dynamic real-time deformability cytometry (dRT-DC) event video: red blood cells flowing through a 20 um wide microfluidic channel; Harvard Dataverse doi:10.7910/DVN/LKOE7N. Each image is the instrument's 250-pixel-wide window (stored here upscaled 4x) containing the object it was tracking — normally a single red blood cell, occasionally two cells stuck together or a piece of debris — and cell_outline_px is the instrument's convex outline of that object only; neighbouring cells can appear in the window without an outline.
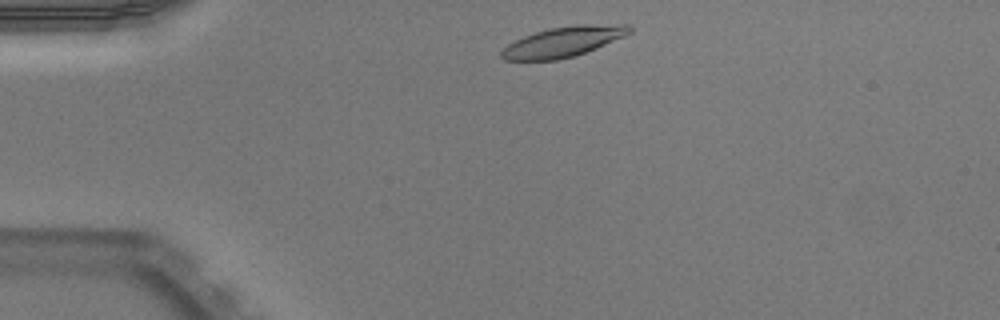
{"species": "Egyptian fruit bat (a non-hibernating species)", "species_latin": "Rousettus aegyptiacus", "temperature_condition": "warm", "stored_images_in_passage": 42, "camera_frame_rate_fps": 3000, "um_per_image_px": 0.085, "animal": {"sex": "male"}, "frame": {"image": 1, "passage_image": 2, "time_ms": 0.333, "image_size_px": [1000, 320], "cell_outline_px": [[632, 32], [624, 36], [584, 52], [572, 56], [556, 60], [504, 60], [500, 56], [500, 52], [508, 44], [524, 36], [536, 32], [552, 28], [576, 24], [628, 24], [632, 28]], "centroid_in_image_um": [47.87, 3.54], "position_along_channel_um": 37.1, "area_um2": 22.2}}
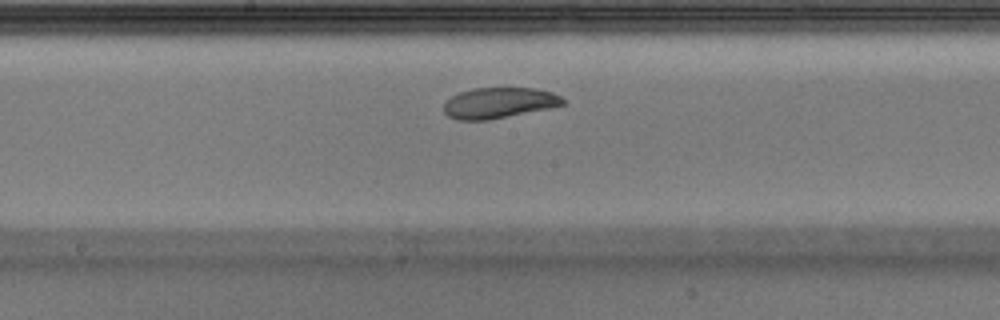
{"frame": {"image": 2, "passage_image": 18, "time_ms": 5.667, "image_size_px": [1000, 320], "cell_outline_px": [[564, 104], [548, 108], [488, 120], [456, 120], [448, 116], [444, 112], [444, 100], [460, 92], [472, 88], [536, 88], [552, 92], [560, 96], [564, 100]], "centroid_in_image_um": [42.36, 8.74], "position_along_channel_um": 205.8, "area_um2": 21.27}}
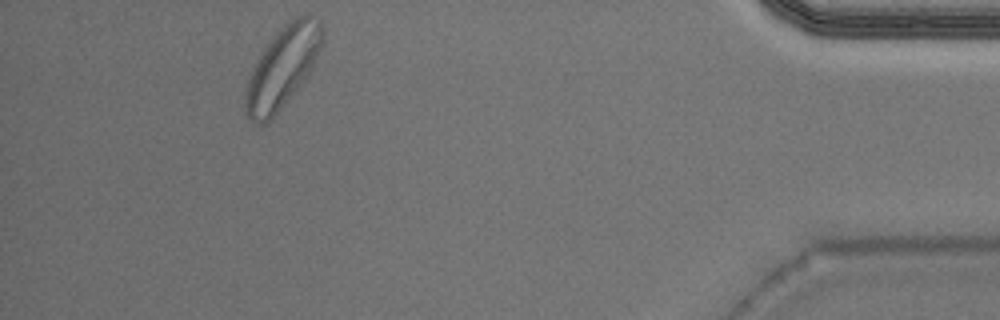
{"frame": {"image": 3, "passage_image": 38, "time_ms": 12.333, "image_size_px": [1000, 320], "cell_outline_px": [[324, 40], [312, 68], [304, 80], [276, 112], [264, 124], [252, 124], [244, 112], [244, 92], [252, 68], [260, 52], [276, 32], [280, 28], [296, 16], [308, 16], [320, 20], [324, 28]], "centroid_in_image_um": [23.99, 5.71], "position_along_channel_um": 411.2, "area_um2": 36.18}, "authors_computed_cell_mechanics": {"area_um2": 22.8599, "velocity_mm_per_s": 3.9116, "shape_relaxation_time_tau1_ms": 2.9641, "shape_relaxation_time_tau2_ms": null, "deformation_change_tau1": 0.1094, "deformation_change_tau2": null}}